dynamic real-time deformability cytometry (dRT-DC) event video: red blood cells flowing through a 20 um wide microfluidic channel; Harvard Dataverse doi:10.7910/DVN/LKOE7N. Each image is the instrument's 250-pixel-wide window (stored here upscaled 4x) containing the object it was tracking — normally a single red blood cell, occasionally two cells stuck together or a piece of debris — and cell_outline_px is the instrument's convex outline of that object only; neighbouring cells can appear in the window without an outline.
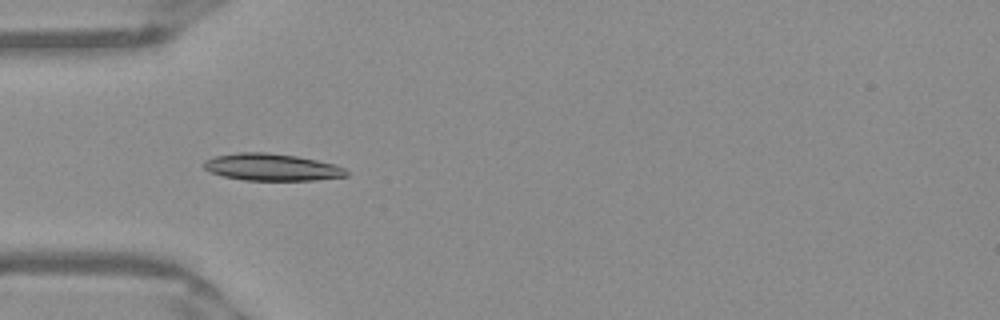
{"species": "Egyptian fruit bat (a non-hibernating species)", "species_latin": "Rousettus aegyptiacus", "temperature_condition": "warm", "stored_images_in_passage": 38, "camera_frame_rate_fps": 3000, "um_per_image_px": 0.085, "frame": {"image": 1, "passage_image": 3, "time_ms": 0.667, "image_size_px": [1000, 320], "cell_outline_px": [[348, 176], [316, 180], [244, 180], [224, 176], [212, 172], [204, 168], [204, 160], [216, 156], [240, 152], [264, 152], [296, 156], [336, 164], [344, 168], [348, 172]], "centroid_in_image_um": [23.13, 14.21], "position_along_channel_um": 61.9, "area_um2": 22.31}}
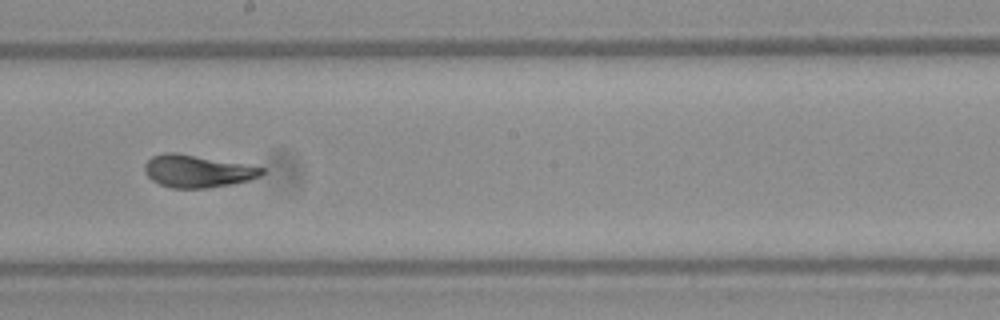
{"frame": {"image": 2, "passage_image": 16, "time_ms": 5.0, "image_size_px": [1000, 320], "cell_outline_px": [[264, 172], [260, 176], [248, 180], [232, 184], [204, 188], [172, 188], [160, 184], [152, 180], [144, 172], [144, 164], [152, 156], [164, 152], [176, 152], [244, 164], [264, 168]], "centroid_in_image_um": [16.74, 14.54], "position_along_channel_um": 231.5, "area_um2": 22.02}}
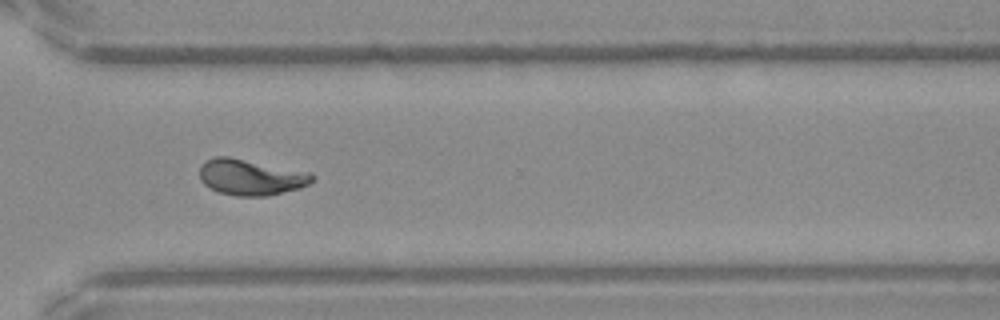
{"frame": {"image": 3, "passage_image": 25, "time_ms": 8.0, "image_size_px": [1000, 320], "cell_outline_px": [[316, 176], [308, 184], [300, 188], [268, 196], [236, 196], [220, 192], [204, 184], [200, 180], [200, 164], [204, 160], [216, 156], [228, 156], [312, 172]], "centroid_in_image_um": [21.33, 15.04], "position_along_channel_um": 349.3, "area_um2": 23.81}, "authors_computed_cell_mechanics": {"area_um2": 22.2241, "velocity_mm_per_s": 3.941, "shape_relaxation_time_tau1_ms": 3.8699, "shape_relaxation_time_tau2_ms": 0.8279, "deformation_change_tau1": 0.1961, "deformation_change_tau2": 0.0795}}